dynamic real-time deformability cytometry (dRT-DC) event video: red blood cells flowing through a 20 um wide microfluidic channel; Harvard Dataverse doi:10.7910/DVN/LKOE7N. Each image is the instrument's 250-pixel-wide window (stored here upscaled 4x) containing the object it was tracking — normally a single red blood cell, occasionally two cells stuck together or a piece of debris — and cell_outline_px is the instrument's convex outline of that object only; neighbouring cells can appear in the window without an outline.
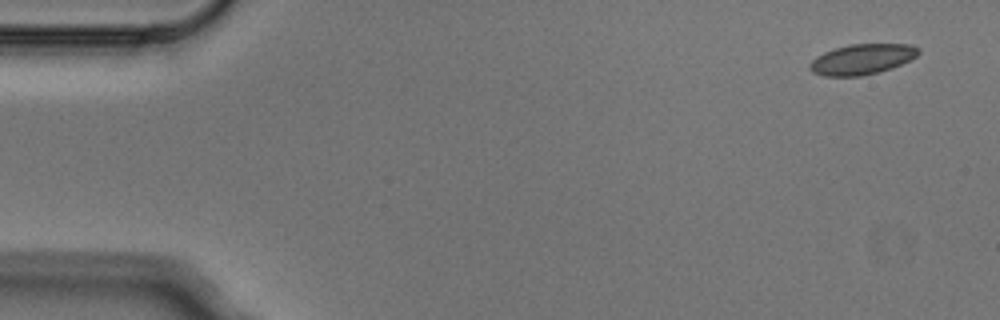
{"species": "Egyptian fruit bat (a non-hibernating species)", "species_latin": "Rousettus aegyptiacus", "temperature_condition": "cold", "stored_images_in_passage": 4, "camera_frame_rate_fps": 3000, "um_per_image_px": 0.085, "animal": {"sex": "male"}, "frame": {"image": 1, "passage_image": 1, "time_ms": 0.0, "image_size_px": [1000, 320], "cell_outline_px": [[920, 52], [916, 56], [892, 68], [880, 72], [860, 76], [824, 76], [812, 72], [808, 68], [808, 64], [816, 56], [824, 52], [848, 44], [908, 44], [920, 48]], "centroid_in_image_um": [73.24, 5.04], "position_along_channel_um": 11.8, "area_um2": 19.31}}
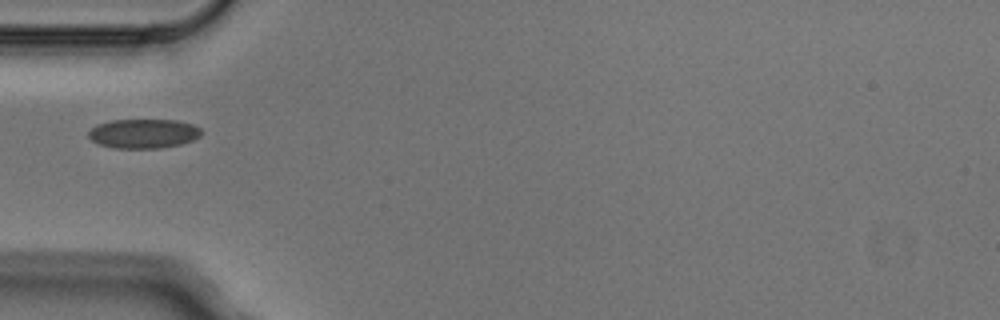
{"frame": {"image": 2, "passage_image": 4, "time_ms": 1.0, "image_size_px": [1000, 320], "cell_outline_px": [[200, 136], [192, 140], [180, 144], [160, 148], [112, 148], [100, 144], [92, 140], [88, 136], [88, 132], [96, 124], [112, 120], [176, 120], [192, 124], [200, 128]], "centroid_in_image_um": [12.17, 11.35], "position_along_channel_um": 72.8, "area_um2": 19.19}}